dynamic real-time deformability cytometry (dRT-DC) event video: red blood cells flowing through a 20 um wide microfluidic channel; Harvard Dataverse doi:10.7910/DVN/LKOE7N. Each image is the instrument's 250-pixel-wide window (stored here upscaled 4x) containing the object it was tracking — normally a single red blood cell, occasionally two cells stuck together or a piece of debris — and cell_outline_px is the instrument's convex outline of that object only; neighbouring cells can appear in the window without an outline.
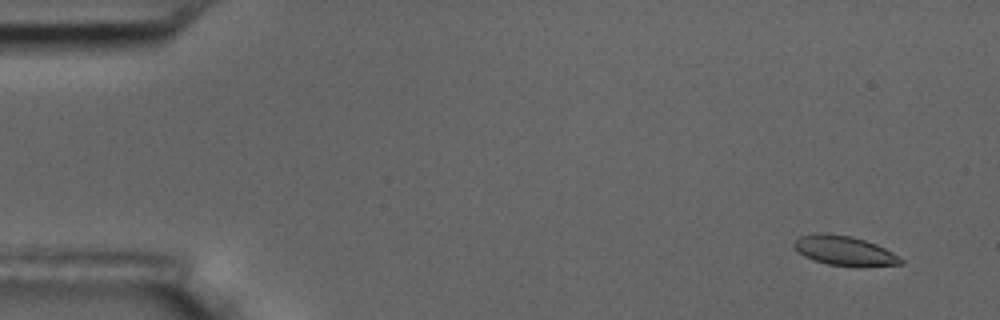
{"species": "common noctule bat (a hibernating species)", "species_latin": "Nyctalus noctula", "temperature_condition": "room temperature", "stored_images_in_passage": 55, "camera_frame_rate_fps": 3000, "um_per_image_px": 0.085, "animal": {"sex": "male", "body_mass_g": 17.5, "forearm_length_mm": 52.3}, "frame": {"image": 1, "passage_image": 3, "time_ms": 0.667, "image_size_px": [1000, 320], "cell_outline_px": [[904, 264], [856, 268], [828, 264], [804, 256], [792, 244], [800, 236], [816, 232], [824, 232], [852, 236], [876, 244], [892, 252], [904, 260]], "centroid_in_image_um": [71.81, 21.32], "position_along_channel_um": 13.2, "area_um2": 18.67}}
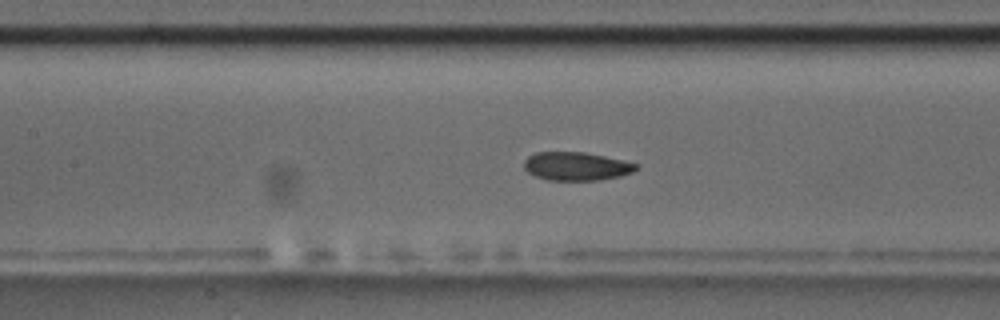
{"frame": {"image": 2, "passage_image": 25, "time_ms": 8.0, "image_size_px": [1000, 320], "cell_outline_px": [[640, 168], [632, 172], [620, 176], [600, 180], [548, 180], [536, 176], [528, 172], [524, 168], [524, 160], [528, 156], [536, 152], [584, 152], [604, 156], [640, 164]], "centroid_in_image_um": [49.01, 14.13], "position_along_channel_um": 158.4, "area_um2": 18.61}}
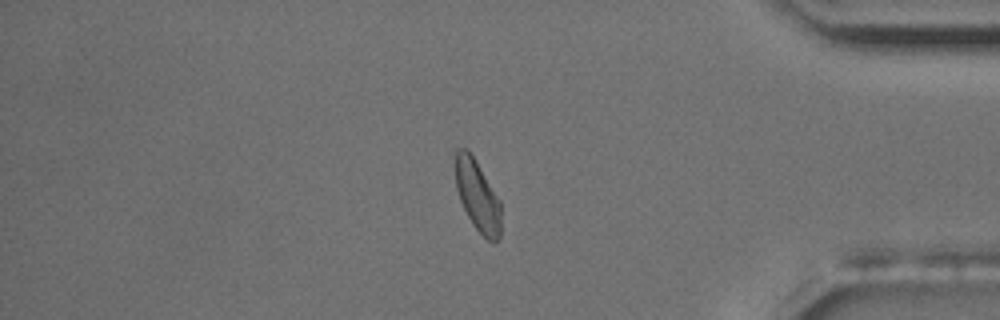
{"frame": {"image": 3, "passage_image": 47, "time_ms": 15.333, "image_size_px": [1000, 320], "cell_outline_px": [[500, 236], [492, 244], [472, 224], [460, 200], [456, 188], [456, 148], [468, 148], [500, 200]], "centroid_in_image_um": [40.59, 16.63], "position_along_channel_um": 394.6, "area_um2": 18.61}, "authors_computed_cell_mechanics": {"area_um2": 18.9584, "velocity_mm_per_s": 3.6061, "shape_relaxation_time_tau1_ms": 7.7772, "shape_relaxation_time_tau2_ms": 3.3105, "deformation_change_tau1": 0.1313, "deformation_change_tau2": 0.0856}}